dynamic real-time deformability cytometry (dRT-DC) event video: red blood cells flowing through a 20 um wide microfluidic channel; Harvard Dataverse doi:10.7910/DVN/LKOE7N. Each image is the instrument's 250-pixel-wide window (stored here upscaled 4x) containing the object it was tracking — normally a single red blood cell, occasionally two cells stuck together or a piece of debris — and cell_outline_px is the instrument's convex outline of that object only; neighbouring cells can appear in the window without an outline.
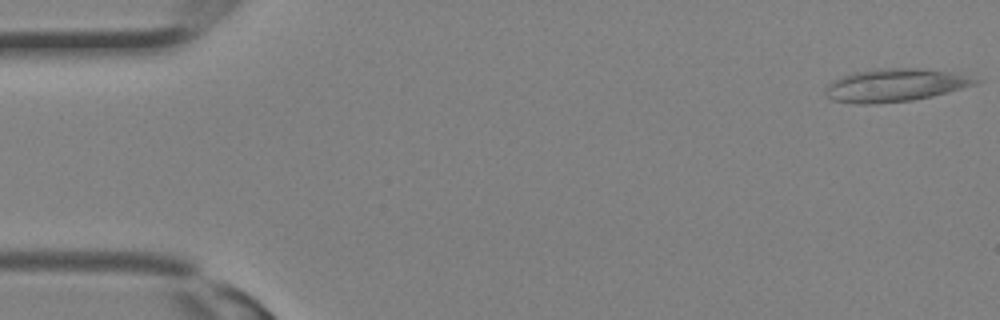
{"species": "Egyptian fruit bat (a non-hibernating species)", "species_latin": "Rousettus aegyptiacus", "temperature_condition": "room temperature", "stored_images_in_passage": 21, "camera_frame_rate_fps": 3000, "um_per_image_px": 0.085, "animal": {"sex": "female"}, "frame": {"image": 1, "passage_image": 1, "time_ms": 0.0, "image_size_px": [1000, 320], "cell_outline_px": [[984, 80], [976, 84], [932, 96], [912, 100], [872, 104], [856, 104], [832, 100], [828, 96], [824, 88], [828, 84], [840, 76], [852, 72], [876, 68], [920, 68], [952, 72]], "centroid_in_image_um": [76.06, 7.23], "position_along_channel_um": 8.9, "area_um2": 28.84}}
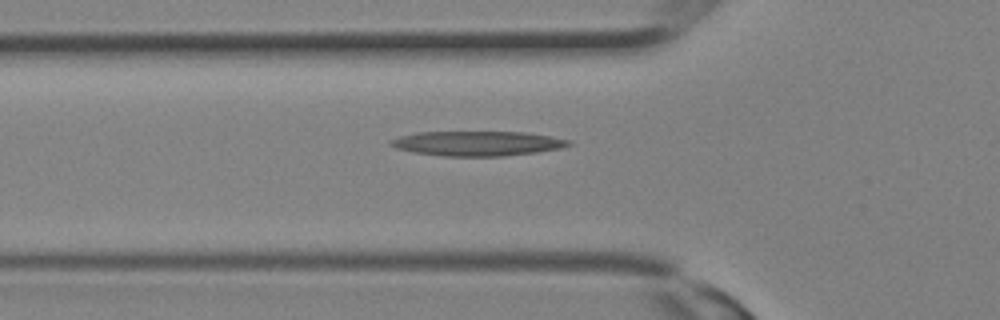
{"frame": {"image": 2, "passage_image": 11, "time_ms": 3.333, "image_size_px": [1000, 320], "cell_outline_px": [[572, 144], [564, 148], [536, 152], [500, 156], [444, 156], [412, 152], [396, 148], [388, 144], [392, 140], [400, 136], [416, 132], [524, 132], [548, 136], [568, 140]], "centroid_in_image_um": [40.56, 12.19], "position_along_channel_um": 85.2, "area_um2": 25.49}}
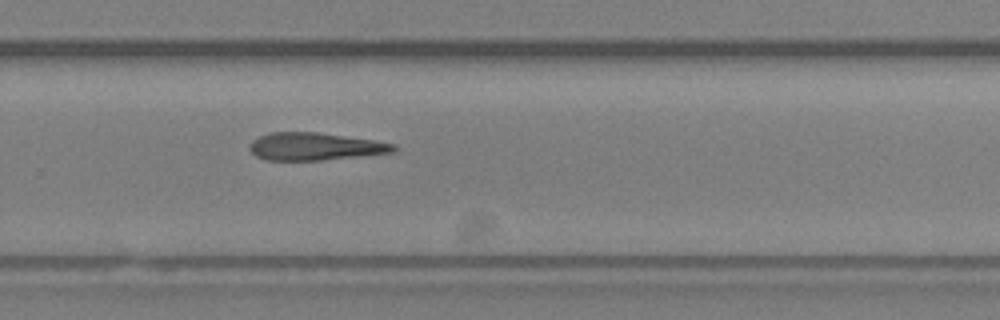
{"frame": {"image": 3, "passage_image": 21, "time_ms": 6.667, "image_size_px": [1000, 320], "cell_outline_px": [[400, 148], [396, 152], [320, 160], [268, 160], [256, 156], [248, 148], [252, 140], [260, 136], [272, 132], [316, 132], [372, 140], [396, 144]], "centroid_in_image_um": [26.79, 12.45], "position_along_channel_um": 303.0, "area_um2": 23.0}}